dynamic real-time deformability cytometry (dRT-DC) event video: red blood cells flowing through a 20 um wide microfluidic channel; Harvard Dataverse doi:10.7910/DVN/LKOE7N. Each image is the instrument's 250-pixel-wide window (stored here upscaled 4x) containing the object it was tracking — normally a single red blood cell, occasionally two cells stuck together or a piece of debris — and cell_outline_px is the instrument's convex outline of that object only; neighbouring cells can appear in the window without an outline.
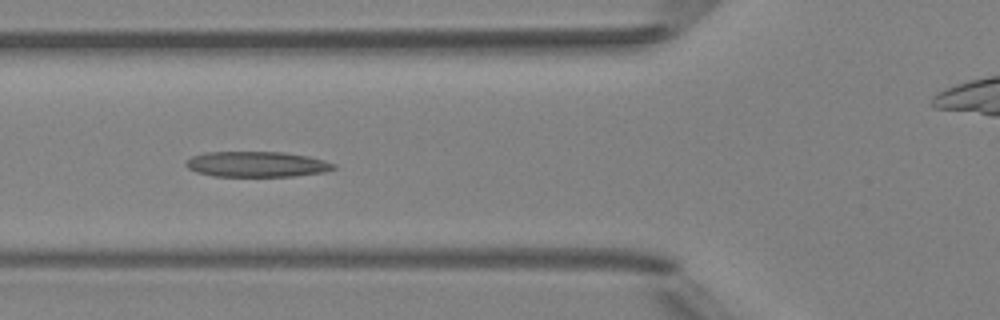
{"species": "Egyptian fruit bat (a non-hibernating species)", "species_latin": "Rousettus aegyptiacus", "temperature_condition": "room temperature", "stored_images_in_passage": 8, "camera_frame_rate_fps": 3000, "um_per_image_px": 0.085, "animal": {"sex": "female"}, "frame": {"image": 1, "passage_image": 6, "time_ms": 5.667, "image_size_px": [1000, 320], "cell_outline_px": [[336, 168], [324, 172], [292, 176], [212, 176], [196, 172], [188, 168], [184, 164], [192, 156], [204, 152], [284, 152], [308, 156], [324, 160], [336, 164]], "centroid_in_image_um": [21.82, 13.96], "position_along_channel_um": 104.0, "area_um2": 21.96}}
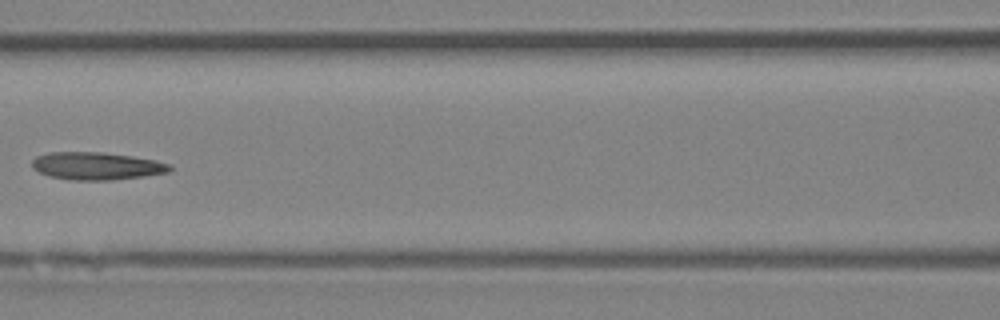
{"frame": {"image": 2, "passage_image": 7, "time_ms": 7.0, "image_size_px": [1000, 320], "cell_outline_px": [[172, 168], [168, 172], [112, 180], [68, 180], [48, 176], [32, 168], [32, 160], [36, 156], [48, 152], [104, 152], [132, 156], [156, 160], [168, 164]], "centroid_in_image_um": [8.15, 14.1], "position_along_channel_um": 158.4, "area_um2": 22.14}}
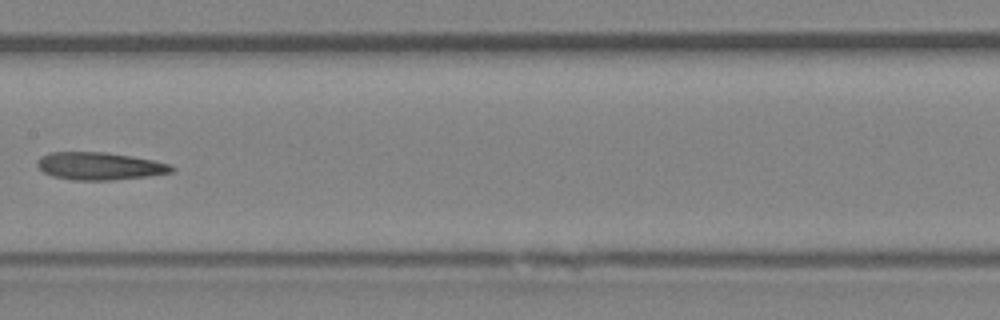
{"frame": {"image": 3, "passage_image": 8, "time_ms": 8.0, "image_size_px": [1000, 320], "cell_outline_px": [[176, 168], [172, 172], [148, 176], [112, 180], [72, 180], [52, 176], [44, 172], [36, 164], [36, 160], [40, 156], [48, 152], [104, 152], [132, 156], [172, 164]], "centroid_in_image_um": [8.45, 14.11], "position_along_channel_um": 198.9, "area_um2": 21.73}}